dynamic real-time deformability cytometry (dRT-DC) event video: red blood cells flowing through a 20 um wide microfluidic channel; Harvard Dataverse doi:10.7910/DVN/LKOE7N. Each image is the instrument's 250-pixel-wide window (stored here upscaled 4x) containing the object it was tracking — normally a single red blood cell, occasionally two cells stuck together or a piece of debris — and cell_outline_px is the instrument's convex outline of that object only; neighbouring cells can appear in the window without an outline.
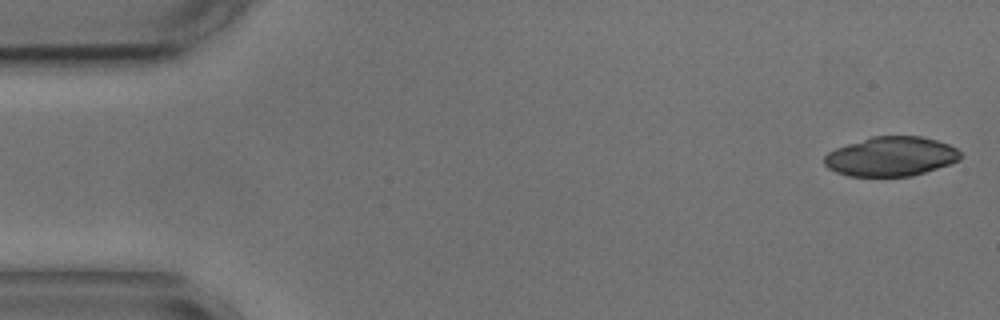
{"species": "common noctule bat (a hibernating species)", "species_latin": "Nyctalus noctula", "temperature_condition": "cold", "stored_images_in_passage": 12, "camera_frame_rate_fps": 3000, "um_per_image_px": 0.085, "animal": {"sex": "male", "body_mass_g": 17.9, "forearm_length_mm": 54.2}, "frame": {"image": 1, "passage_image": 1, "time_ms": 0.0, "image_size_px": [1000, 320], "cell_outline_px": [[960, 160], [912, 176], [848, 176], [836, 172], [828, 168], [824, 164], [824, 156], [828, 152], [836, 148], [872, 136], [920, 136], [936, 140], [948, 144], [956, 148], [960, 152]], "centroid_in_image_um": [75.71, 13.3], "position_along_channel_um": 9.3, "area_um2": 31.1}}